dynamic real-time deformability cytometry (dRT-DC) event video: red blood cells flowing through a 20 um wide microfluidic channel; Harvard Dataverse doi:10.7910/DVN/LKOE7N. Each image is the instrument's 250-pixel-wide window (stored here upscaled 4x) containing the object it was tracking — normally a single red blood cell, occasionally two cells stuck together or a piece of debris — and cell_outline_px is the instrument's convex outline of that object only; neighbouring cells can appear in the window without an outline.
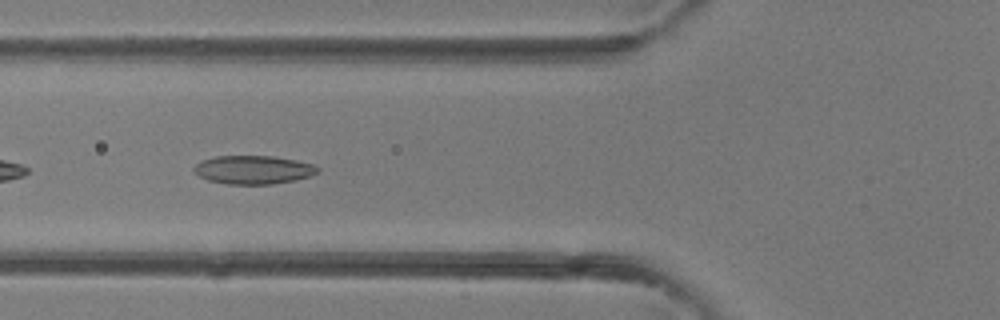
{"species": "common noctule bat (a hibernating species)", "species_latin": "Nyctalus noctula", "temperature_condition": "room temperature", "stored_images_in_passage": 33, "camera_frame_rate_fps": 3000, "um_per_image_px": 0.085, "animal": {"sex": "female"}, "frame": {"image": 1, "passage_image": 12, "time_ms": 3.667, "image_size_px": [1000, 320], "cell_outline_px": [[320, 172], [296, 180], [272, 184], [228, 184], [208, 180], [200, 176], [192, 168], [196, 164], [204, 160], [216, 156], [272, 156], [296, 160], [312, 164], [320, 168]], "centroid_in_image_um": [21.56, 14.43], "position_along_channel_um": 104.2, "area_um2": 20.4}}
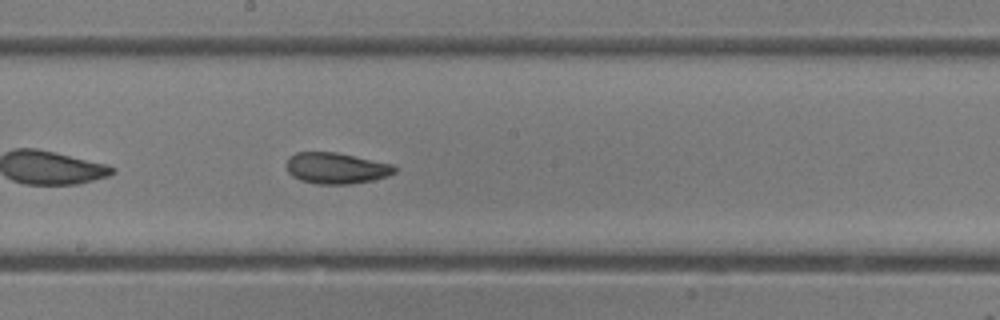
{"frame": {"image": 2, "passage_image": 19, "time_ms": 6.0, "image_size_px": [1000, 320], "cell_outline_px": [[396, 172], [388, 176], [372, 180], [348, 184], [316, 184], [300, 180], [292, 176], [288, 172], [288, 156], [296, 152], [336, 152], [392, 164], [396, 168]], "centroid_in_image_um": [28.57, 14.29], "position_along_channel_um": 219.6, "area_um2": 19.54}}
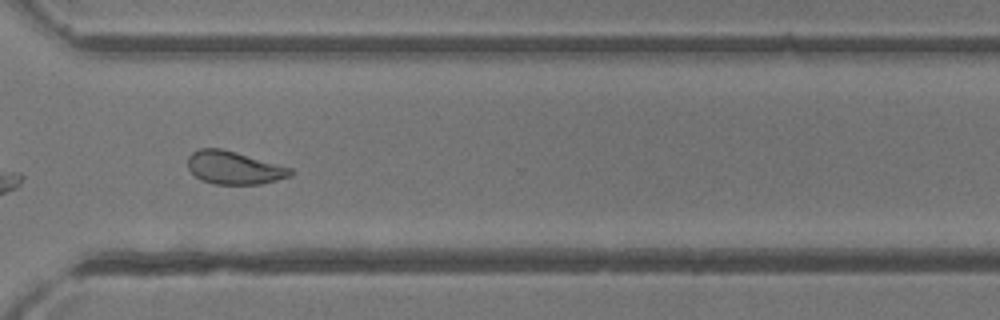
{"frame": {"image": 3, "passage_image": 27, "time_ms": 8.667, "image_size_px": [1000, 320], "cell_outline_px": [[292, 176], [260, 184], [216, 184], [200, 180], [188, 168], [188, 156], [192, 152], [200, 148], [220, 148], [236, 152], [292, 168]], "centroid_in_image_um": [19.88, 14.26], "position_along_channel_um": 350.7, "area_um2": 19.65}}